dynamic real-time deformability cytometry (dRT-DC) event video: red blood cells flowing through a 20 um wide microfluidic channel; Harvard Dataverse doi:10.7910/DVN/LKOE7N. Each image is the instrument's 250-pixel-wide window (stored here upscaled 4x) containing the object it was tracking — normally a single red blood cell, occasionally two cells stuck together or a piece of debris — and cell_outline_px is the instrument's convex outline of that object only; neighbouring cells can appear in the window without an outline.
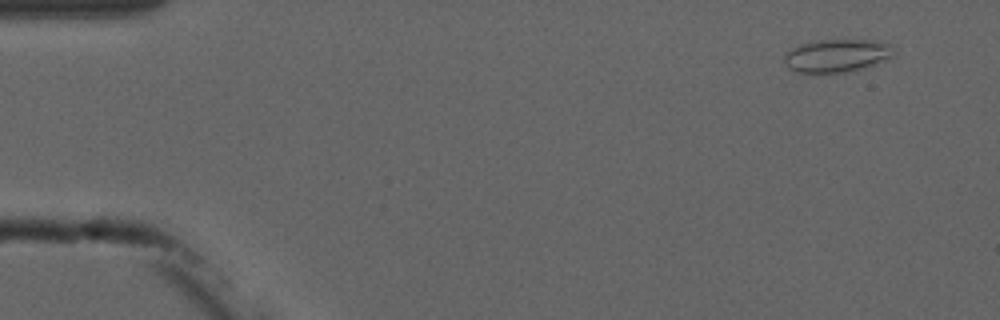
{"species": "common noctule bat (a hibernating species)", "species_latin": "Nyctalus noctula", "temperature_condition": "cold", "stored_images_in_passage": 4, "camera_frame_rate_fps": 3000, "um_per_image_px": 0.085, "animal": {"sex": "male", "forearm_length_mm": 52.5}, "frame": {"image": 1, "passage_image": 1, "time_ms": 0.0, "image_size_px": [1000, 320], "cell_outline_px": [[896, 52], [892, 56], [876, 64], [864, 68], [848, 72], [796, 72], [788, 68], [784, 64], [784, 56], [792, 48], [800, 44], [820, 40], [880, 40], [892, 44]], "centroid_in_image_um": [71.18, 4.72], "position_along_channel_um": 13.8, "area_um2": 21.21}}